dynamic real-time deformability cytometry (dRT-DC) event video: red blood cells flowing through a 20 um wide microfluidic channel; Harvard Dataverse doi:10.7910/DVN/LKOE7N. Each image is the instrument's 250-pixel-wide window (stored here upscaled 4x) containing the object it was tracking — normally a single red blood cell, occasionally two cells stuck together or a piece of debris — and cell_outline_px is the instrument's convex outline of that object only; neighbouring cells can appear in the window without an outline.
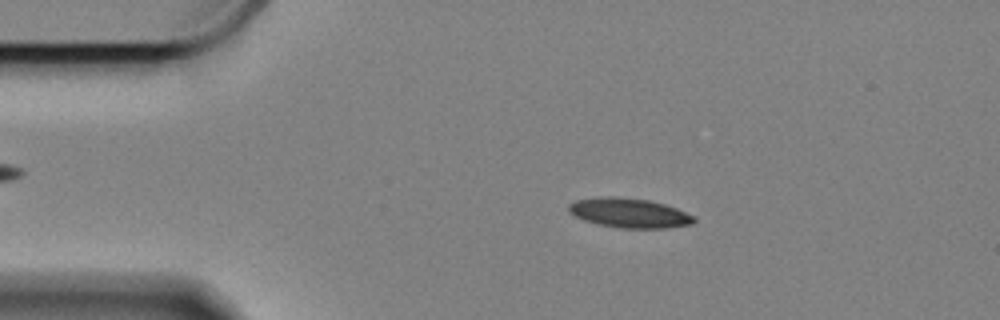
{"species": "Egyptian fruit bat (a non-hibernating species)", "species_latin": "Rousettus aegyptiacus", "temperature_condition": "cold", "stored_images_in_passage": 59, "camera_frame_rate_fps": 3000, "um_per_image_px": 0.085, "animal": {"sex": "female"}, "frame": {"image": 1, "passage_image": 10, "time_ms": 3.0, "image_size_px": [1000, 320], "cell_outline_px": [[696, 220], [692, 224], [664, 228], [620, 228], [600, 224], [584, 220], [568, 212], [568, 204], [576, 200], [608, 196], [612, 196], [648, 200], [664, 204], [676, 208], [692, 216]], "centroid_in_image_um": [53.46, 18.1], "position_along_channel_um": 31.5, "area_um2": 21.27}}
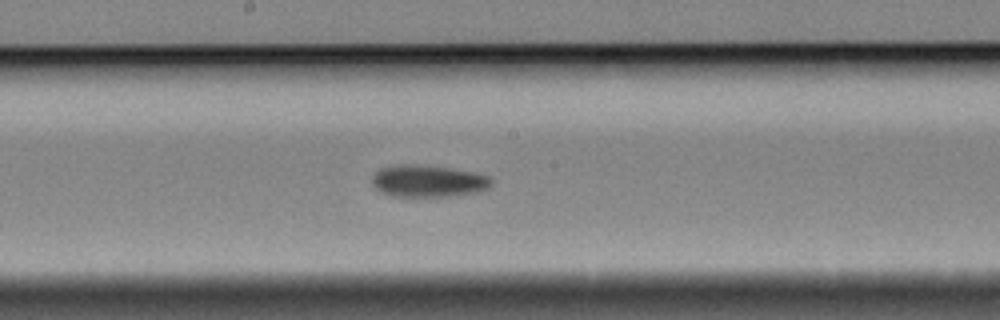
{"frame": {"image": 2, "passage_image": 30, "time_ms": 9.667, "image_size_px": [1000, 320], "cell_outline_px": [[492, 184], [488, 188], [476, 192], [448, 196], [392, 196], [380, 192], [372, 184], [372, 176], [380, 168], [392, 164], [420, 164], [452, 168], [476, 172], [492, 176]], "centroid_in_image_um": [36.39, 15.36], "position_along_channel_um": 211.8, "area_um2": 22.6}}
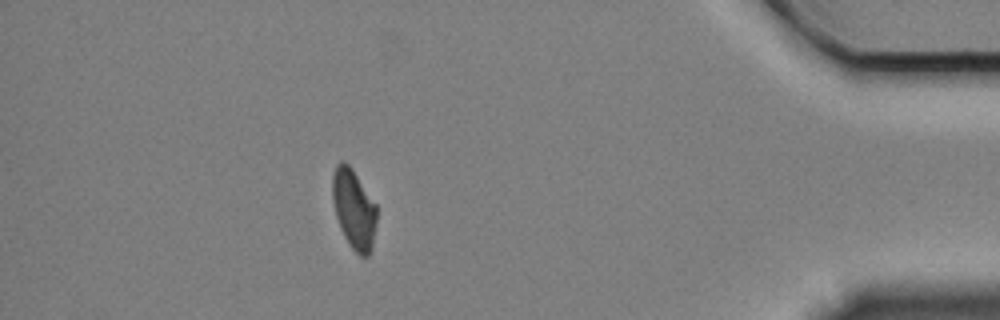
{"frame": {"image": 3, "passage_image": 52, "time_ms": 17.0, "image_size_px": [1000, 320], "cell_outline_px": [[376, 224], [372, 248], [368, 256], [360, 256], [348, 244], [340, 228], [336, 216], [332, 200], [332, 176], [336, 164], [340, 160], [344, 160], [352, 168], [376, 204]], "centroid_in_image_um": [30.06, 17.75], "position_along_channel_um": 405.1, "area_um2": 20.69}, "authors_computed_cell_mechanics": {"area_um2": 21.5594, "velocity_mm_per_s": 3.3051, "shape_relaxation_time_tau1_ms": 3.1278, "shape_relaxation_time_tau2_ms": 10.3191, "deformation_change_tau1": 0.1349, "deformation_change_tau2": 0.1621}}